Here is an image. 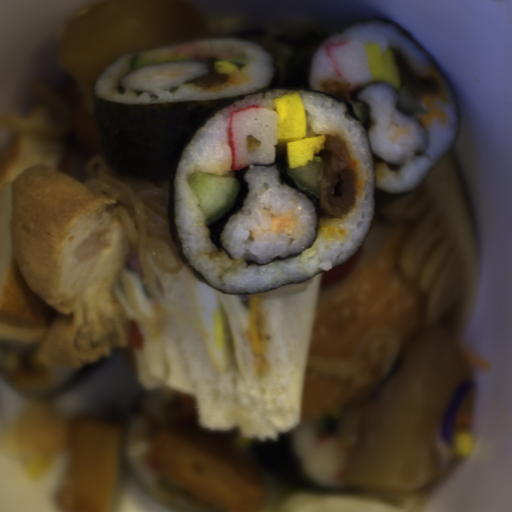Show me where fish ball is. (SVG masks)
Wrapping results in <instances>:
<instances>
[{
    "label": "fish ball",
    "mask_w": 512,
    "mask_h": 512,
    "mask_svg": "<svg viewBox=\"0 0 512 512\" xmlns=\"http://www.w3.org/2000/svg\"><path fill=\"white\" fill-rule=\"evenodd\" d=\"M200 41L188 0H96L66 24L56 47L61 70L95 83L116 57Z\"/></svg>",
    "instance_id": "obj_1"
},
{
    "label": "fish ball",
    "mask_w": 512,
    "mask_h": 512,
    "mask_svg": "<svg viewBox=\"0 0 512 512\" xmlns=\"http://www.w3.org/2000/svg\"><path fill=\"white\" fill-rule=\"evenodd\" d=\"M150 459L189 498L215 511L260 512L263 466L232 440L187 427H160Z\"/></svg>",
    "instance_id": "obj_2"
},
{
    "label": "fish ball",
    "mask_w": 512,
    "mask_h": 512,
    "mask_svg": "<svg viewBox=\"0 0 512 512\" xmlns=\"http://www.w3.org/2000/svg\"><path fill=\"white\" fill-rule=\"evenodd\" d=\"M122 421L77 415L68 421L65 483L59 512H117Z\"/></svg>",
    "instance_id": "obj_3"
}]
</instances>
